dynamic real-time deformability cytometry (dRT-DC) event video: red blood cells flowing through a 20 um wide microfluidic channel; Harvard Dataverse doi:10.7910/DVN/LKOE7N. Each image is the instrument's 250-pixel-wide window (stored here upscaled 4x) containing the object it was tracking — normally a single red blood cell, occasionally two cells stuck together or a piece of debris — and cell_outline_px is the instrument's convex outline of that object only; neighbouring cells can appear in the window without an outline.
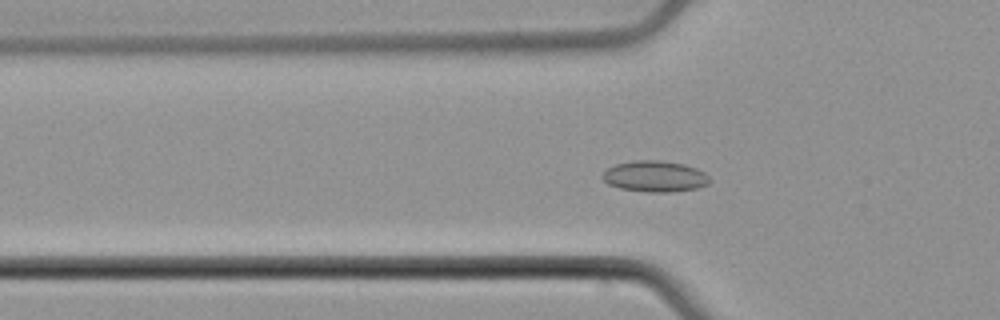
{"species": "common noctule bat (a hibernating species)", "species_latin": "Nyctalus noctula", "temperature_condition": "cold", "stored_images_in_passage": 42, "camera_frame_rate_fps": 3000, "um_per_image_px": 0.085, "animal": {"sex": "male", "body_mass_g": 21.5, "forearm_length_mm": 52.0}, "frame": {"image": 1, "passage_image": 5, "time_ms": 1.333, "image_size_px": [1000, 320], "cell_outline_px": [[712, 180], [708, 184], [696, 188], [672, 192], [648, 192], [620, 188], [608, 184], [600, 176], [608, 168], [616, 164], [632, 160], [660, 160], [684, 164], [696, 168], [704, 172]], "centroid_in_image_um": [55.67, 14.98], "position_along_channel_um": 70.1, "area_um2": 19.48}}
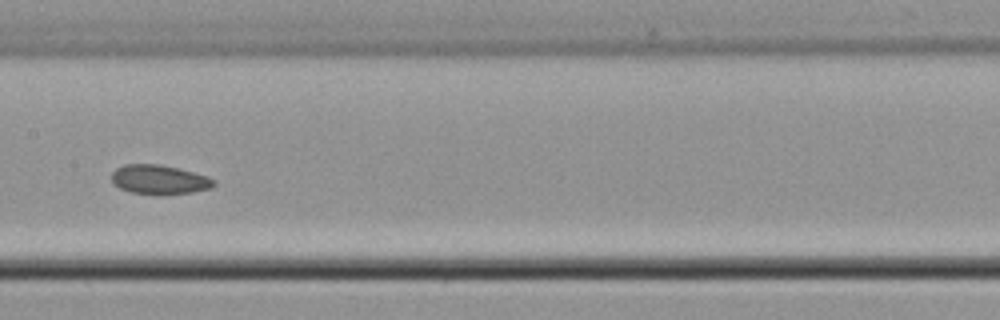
{"frame": {"image": 2, "passage_image": 15, "time_ms": 4.667, "image_size_px": [1000, 320], "cell_outline_px": [[216, 184], [212, 188], [192, 192], [164, 196], [160, 196], [132, 192], [120, 188], [112, 184], [112, 172], [116, 168], [124, 164], [160, 164], [180, 168], [208, 176], [216, 180]], "centroid_in_image_um": [13.57, 15.28], "position_along_channel_um": 193.8, "area_um2": 17.98}}
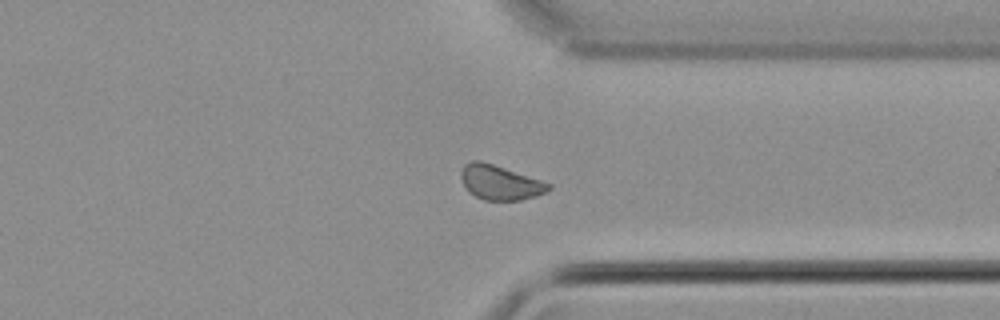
{"frame": {"image": 3, "passage_image": 29, "time_ms": 9.333, "image_size_px": [1000, 320], "cell_outline_px": [[552, 188], [536, 196], [520, 200], [484, 200], [468, 192], [460, 176], [460, 172], [464, 164], [472, 160], [480, 160], [552, 184]], "centroid_in_image_um": [42.47, 15.51], "position_along_channel_um": 368.9, "area_um2": 17.46}, "authors_computed_cell_mechanics": {"area_um2": 17.8313, "velocity_mm_per_s": 3.7471, "shape_relaxation_time_tau1_ms": null, "shape_relaxation_time_tau2_ms": 3.4678, "deformation_change_tau1": null, "deformation_change_tau2": 0.0462}}